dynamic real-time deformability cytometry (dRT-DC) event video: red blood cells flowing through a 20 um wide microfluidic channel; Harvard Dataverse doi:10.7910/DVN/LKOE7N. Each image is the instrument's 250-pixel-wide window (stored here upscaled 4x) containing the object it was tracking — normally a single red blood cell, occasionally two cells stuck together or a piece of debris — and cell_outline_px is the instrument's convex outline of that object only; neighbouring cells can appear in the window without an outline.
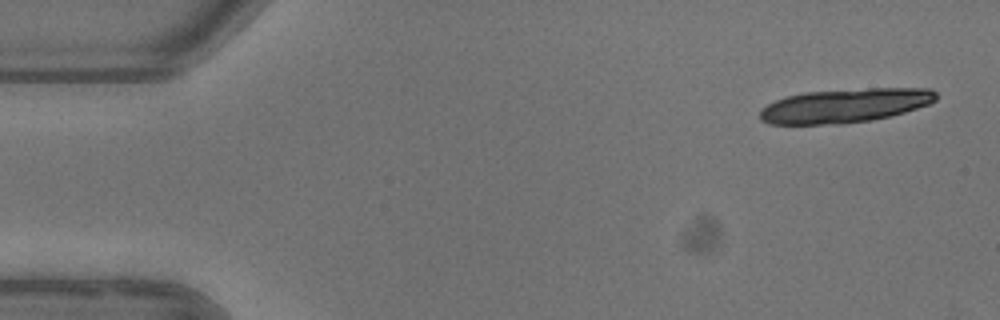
{"species": "common noctule bat (a hibernating species)", "species_latin": "Nyctalus noctula", "temperature_condition": "warm", "stored_images_in_passage": 7, "camera_frame_rate_fps": 3000, "um_per_image_px": 0.085, "animal": {"sex": "female"}, "frame": {"image": 1, "passage_image": 1, "time_ms": 0.0, "image_size_px": [1000, 320], "cell_outline_px": [[936, 100], [928, 104], [892, 116], [872, 120], [844, 124], [768, 124], [760, 120], [760, 108], [776, 100], [788, 96], [804, 92], [868, 88], [932, 88], [936, 92]], "centroid_in_image_um": [71.82, 8.98], "position_along_channel_um": 13.2, "area_um2": 35.08}}
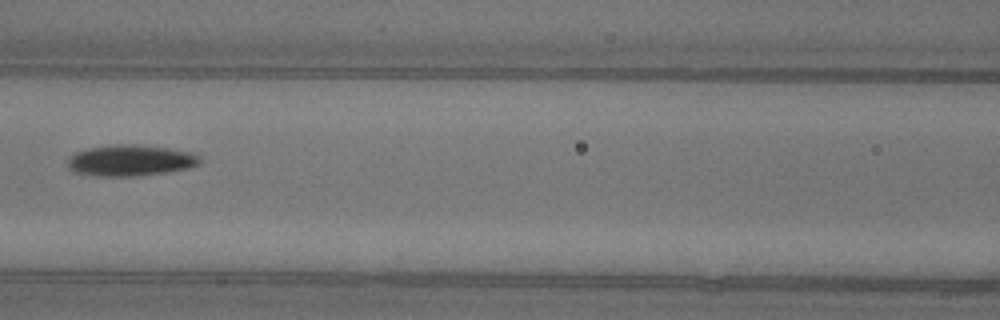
{"frame": {"image": 2, "passage_image": 6, "time_ms": 7.0, "image_size_px": [1000, 320], "cell_outline_px": [[200, 164], [188, 168], [164, 172], [136, 176], [96, 176], [72, 172], [68, 168], [68, 156], [76, 152], [88, 148], [112, 144], [136, 144], [168, 148], [192, 152], [200, 156]], "centroid_in_image_um": [11.05, 13.63], "position_along_channel_um": 155.5, "area_um2": 24.16}}
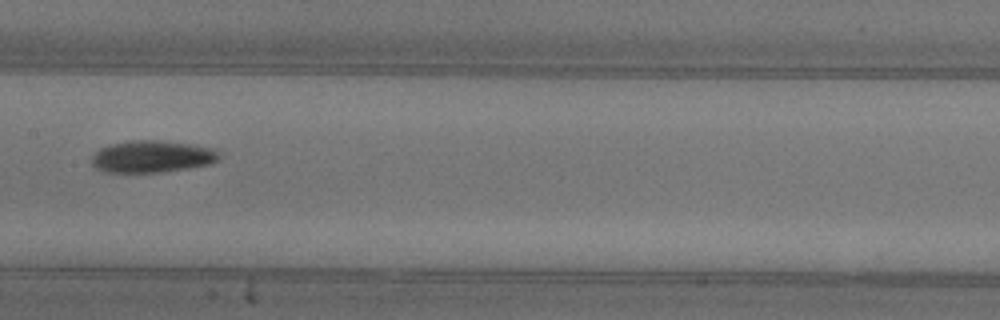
{"frame": {"image": 3, "passage_image": 7, "time_ms": 8.0, "image_size_px": [1000, 320], "cell_outline_px": [[220, 156], [212, 164], [188, 168], [156, 172], [108, 172], [96, 168], [92, 164], [92, 156], [100, 148], [108, 144], [128, 140], [160, 140], [216, 148], [220, 152]], "centroid_in_image_um": [12.93, 13.29], "position_along_channel_um": 194.5, "area_um2": 23.81}}